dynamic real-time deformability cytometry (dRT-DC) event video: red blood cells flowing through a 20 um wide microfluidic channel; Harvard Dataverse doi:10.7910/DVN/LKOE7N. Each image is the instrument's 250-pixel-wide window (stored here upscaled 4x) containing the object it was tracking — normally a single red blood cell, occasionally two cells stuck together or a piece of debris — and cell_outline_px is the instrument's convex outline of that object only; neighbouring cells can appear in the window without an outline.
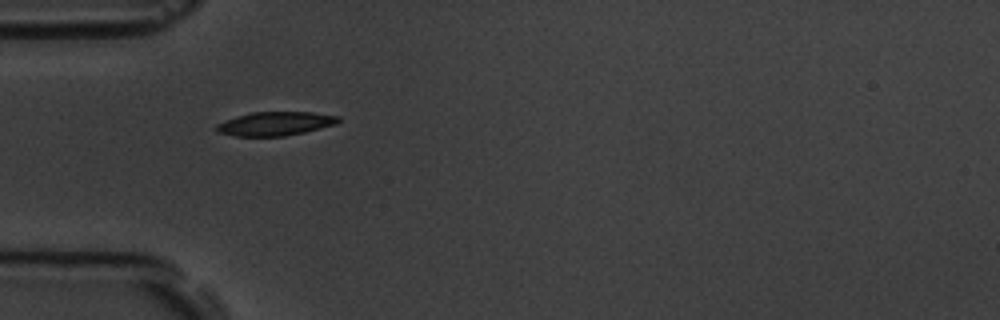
{"species": "common noctule bat (a hibernating species)", "species_latin": "Nyctalus noctula", "temperature_condition": "room temperature", "stored_images_in_passage": 3, "camera_frame_rate_fps": 3000, "um_per_image_px": 0.085, "animal": {"sex": "male", "body_mass_g": 19.5, "forearm_length_mm": 54.6}, "frame": {"image": 1, "passage_image": 2, "time_ms": 1.333, "image_size_px": [1000, 320], "cell_outline_px": [[340, 120], [336, 124], [304, 132], [284, 136], [232, 136], [216, 132], [216, 124], [236, 116], [252, 112], [312, 112], [340, 116]], "centroid_in_image_um": [23.38, 10.51], "position_along_channel_um": 61.6, "area_um2": 16.94}}
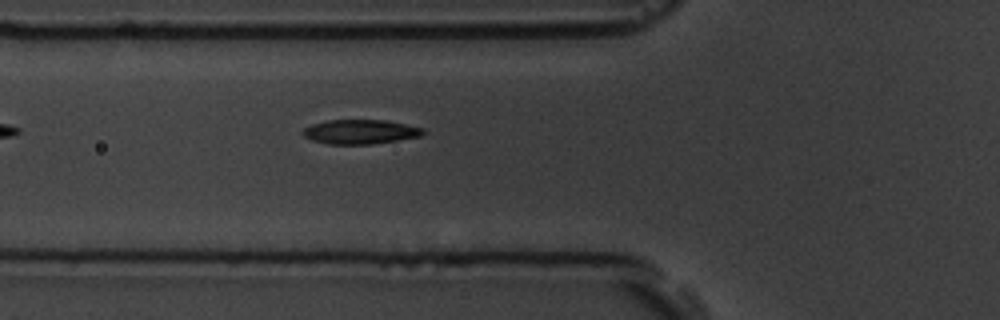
{"frame": {"image": 2, "passage_image": 3, "time_ms": 2.333, "image_size_px": [1000, 320], "cell_outline_px": [[428, 132], [420, 136], [372, 144], [328, 144], [312, 140], [304, 136], [300, 132], [304, 128], [312, 124], [328, 120], [384, 120], [424, 128]], "centroid_in_image_um": [30.61, 11.2], "position_along_channel_um": 95.2, "area_um2": 17.05}}